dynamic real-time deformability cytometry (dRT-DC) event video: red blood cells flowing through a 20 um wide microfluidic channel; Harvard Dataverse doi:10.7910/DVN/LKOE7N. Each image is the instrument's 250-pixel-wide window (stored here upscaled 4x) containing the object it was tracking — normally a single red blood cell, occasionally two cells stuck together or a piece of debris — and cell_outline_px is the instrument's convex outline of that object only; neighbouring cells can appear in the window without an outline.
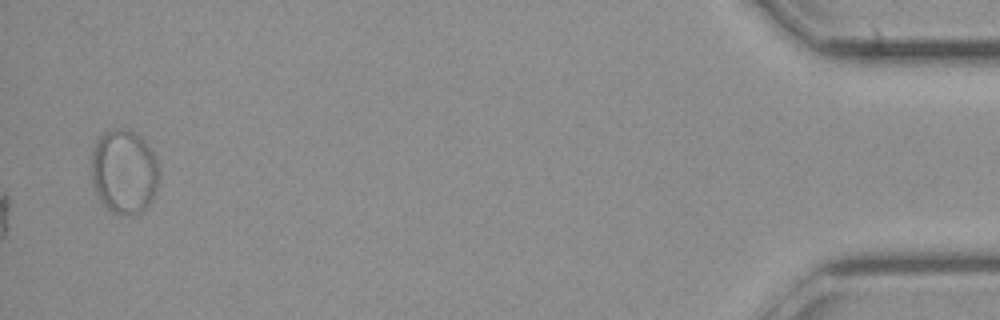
{"species": "common noctule bat (a hibernating species)", "species_latin": "Nyctalus noctula", "temperature_condition": "cold", "stored_images_in_passage": 27, "camera_frame_rate_fps": 3000, "um_per_image_px": 0.085, "animal": {"sex": "female", "body_mass_g": 21.9}, "frame": {"image": 1, "passage_image": 27, "time_ms": 8.667, "image_size_px": [1000, 320], "cell_outline_px": [[160, 172], [156, 188], [152, 200], [140, 212], [128, 216], [120, 216], [112, 212], [100, 200], [92, 184], [88, 172], [92, 152], [96, 140], [104, 132], [116, 128], [128, 128], [140, 136], [144, 140], [152, 152], [156, 160]], "centroid_in_image_um": [10.5, 14.58], "position_along_channel_um": 424.7, "area_um2": 33.87}}